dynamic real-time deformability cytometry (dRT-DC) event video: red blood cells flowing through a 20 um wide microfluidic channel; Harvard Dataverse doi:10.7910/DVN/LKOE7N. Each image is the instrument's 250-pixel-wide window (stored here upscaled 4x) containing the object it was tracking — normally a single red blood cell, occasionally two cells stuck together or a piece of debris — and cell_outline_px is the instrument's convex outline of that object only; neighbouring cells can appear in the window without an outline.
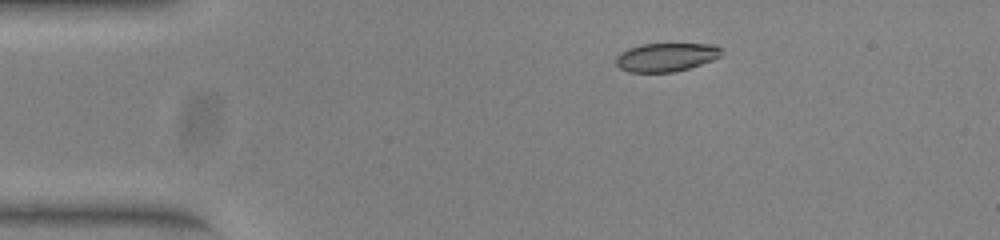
{"species": "common noctule bat (a hibernating species)", "species_latin": "Nyctalus noctula", "temperature_condition": "warm", "stored_images_in_passage": 44, "camera_frame_rate_fps": 3000, "um_per_image_px": 0.085, "animal": {"sex": "female", "body_mass_g": 23.0, "forearm_length_mm": 53.4}, "frame": {"image": 1, "passage_image": 1, "time_ms": 0.0, "image_size_px": [1000, 240], "cell_outline_px": [[724, 52], [720, 56], [712, 60], [688, 68], [672, 72], [628, 72], [620, 68], [616, 64], [616, 56], [620, 52], [628, 48], [640, 44], [716, 44]], "centroid_in_image_um": [56.6, 4.85], "position_along_channel_um": 28.4, "area_um2": 17.57}}
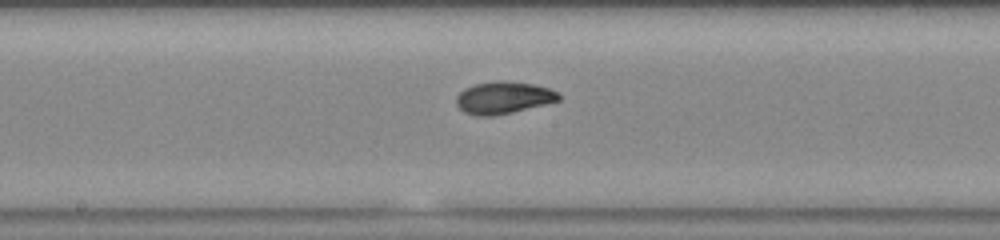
{"frame": {"image": 2, "passage_image": 19, "time_ms": 6.0, "image_size_px": [1000, 240], "cell_outline_px": [[560, 100], [512, 112], [492, 116], [480, 116], [464, 112], [456, 104], [456, 96], [464, 88], [472, 84], [496, 80], [500, 80], [532, 84], [548, 88], [556, 92], [560, 96]], "centroid_in_image_um": [42.74, 8.29], "position_along_channel_um": 205.5, "area_um2": 19.07}}
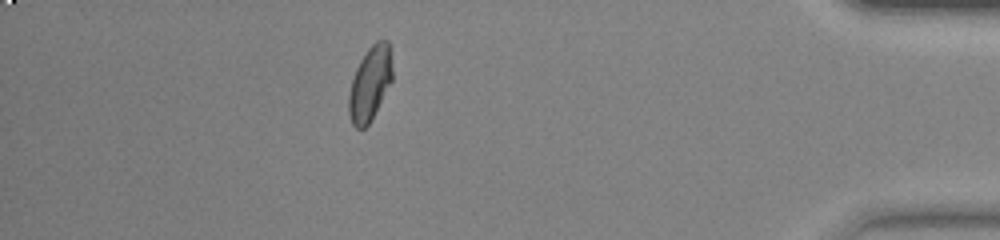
{"frame": {"image": 3, "passage_image": 38, "time_ms": 12.333, "image_size_px": [1000, 240], "cell_outline_px": [[392, 80], [368, 124], [364, 128], [356, 128], [352, 124], [348, 112], [348, 96], [352, 80], [356, 68], [360, 60], [368, 48], [376, 40], [388, 40], [392, 68]], "centroid_in_image_um": [31.43, 7.08], "position_along_channel_um": 403.8, "area_um2": 18.55}, "authors_computed_cell_mechanics": {"area_um2": 18.6983, "velocity_mm_per_s": 3.9133, "shape_relaxation_time_tau1_ms": 3.9333, "shape_relaxation_time_tau2_ms": 1.472, "deformation_change_tau1": 0.1749, "deformation_change_tau2": 0.0507}}